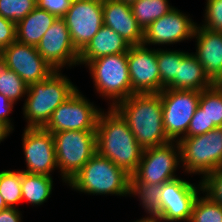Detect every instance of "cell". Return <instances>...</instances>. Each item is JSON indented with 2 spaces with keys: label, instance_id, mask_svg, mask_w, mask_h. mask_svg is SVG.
I'll return each mask as SVG.
<instances>
[{
  "label": "cell",
  "instance_id": "obj_15",
  "mask_svg": "<svg viewBox=\"0 0 222 222\" xmlns=\"http://www.w3.org/2000/svg\"><path fill=\"white\" fill-rule=\"evenodd\" d=\"M38 53L55 70L79 66V51L74 47L63 18H57L36 46Z\"/></svg>",
  "mask_w": 222,
  "mask_h": 222
},
{
  "label": "cell",
  "instance_id": "obj_38",
  "mask_svg": "<svg viewBox=\"0 0 222 222\" xmlns=\"http://www.w3.org/2000/svg\"><path fill=\"white\" fill-rule=\"evenodd\" d=\"M19 208H6L0 211V222H22Z\"/></svg>",
  "mask_w": 222,
  "mask_h": 222
},
{
  "label": "cell",
  "instance_id": "obj_14",
  "mask_svg": "<svg viewBox=\"0 0 222 222\" xmlns=\"http://www.w3.org/2000/svg\"><path fill=\"white\" fill-rule=\"evenodd\" d=\"M127 64L133 94L160 93L162 83L157 63V49L145 44L131 45Z\"/></svg>",
  "mask_w": 222,
  "mask_h": 222
},
{
  "label": "cell",
  "instance_id": "obj_34",
  "mask_svg": "<svg viewBox=\"0 0 222 222\" xmlns=\"http://www.w3.org/2000/svg\"><path fill=\"white\" fill-rule=\"evenodd\" d=\"M16 24L0 15V52L16 41Z\"/></svg>",
  "mask_w": 222,
  "mask_h": 222
},
{
  "label": "cell",
  "instance_id": "obj_25",
  "mask_svg": "<svg viewBox=\"0 0 222 222\" xmlns=\"http://www.w3.org/2000/svg\"><path fill=\"white\" fill-rule=\"evenodd\" d=\"M130 6L136 22L143 31L174 8L169 0H137Z\"/></svg>",
  "mask_w": 222,
  "mask_h": 222
},
{
  "label": "cell",
  "instance_id": "obj_35",
  "mask_svg": "<svg viewBox=\"0 0 222 222\" xmlns=\"http://www.w3.org/2000/svg\"><path fill=\"white\" fill-rule=\"evenodd\" d=\"M72 0H37L40 9L47 10L57 18H63L70 7Z\"/></svg>",
  "mask_w": 222,
  "mask_h": 222
},
{
  "label": "cell",
  "instance_id": "obj_9",
  "mask_svg": "<svg viewBox=\"0 0 222 222\" xmlns=\"http://www.w3.org/2000/svg\"><path fill=\"white\" fill-rule=\"evenodd\" d=\"M181 167L180 147L177 141L143 149L138 169L132 175L139 183L162 185L178 178Z\"/></svg>",
  "mask_w": 222,
  "mask_h": 222
},
{
  "label": "cell",
  "instance_id": "obj_4",
  "mask_svg": "<svg viewBox=\"0 0 222 222\" xmlns=\"http://www.w3.org/2000/svg\"><path fill=\"white\" fill-rule=\"evenodd\" d=\"M74 191L90 195L130 196V175L96 153L67 183Z\"/></svg>",
  "mask_w": 222,
  "mask_h": 222
},
{
  "label": "cell",
  "instance_id": "obj_32",
  "mask_svg": "<svg viewBox=\"0 0 222 222\" xmlns=\"http://www.w3.org/2000/svg\"><path fill=\"white\" fill-rule=\"evenodd\" d=\"M203 24H197L207 30L222 32V0H206Z\"/></svg>",
  "mask_w": 222,
  "mask_h": 222
},
{
  "label": "cell",
  "instance_id": "obj_22",
  "mask_svg": "<svg viewBox=\"0 0 222 222\" xmlns=\"http://www.w3.org/2000/svg\"><path fill=\"white\" fill-rule=\"evenodd\" d=\"M57 17L38 6L16 24V41L36 47Z\"/></svg>",
  "mask_w": 222,
  "mask_h": 222
},
{
  "label": "cell",
  "instance_id": "obj_3",
  "mask_svg": "<svg viewBox=\"0 0 222 222\" xmlns=\"http://www.w3.org/2000/svg\"><path fill=\"white\" fill-rule=\"evenodd\" d=\"M77 89L61 71H55L47 79L28 86L22 108L26 128L45 127L53 112Z\"/></svg>",
  "mask_w": 222,
  "mask_h": 222
},
{
  "label": "cell",
  "instance_id": "obj_30",
  "mask_svg": "<svg viewBox=\"0 0 222 222\" xmlns=\"http://www.w3.org/2000/svg\"><path fill=\"white\" fill-rule=\"evenodd\" d=\"M204 196H197L189 222H222V205Z\"/></svg>",
  "mask_w": 222,
  "mask_h": 222
},
{
  "label": "cell",
  "instance_id": "obj_42",
  "mask_svg": "<svg viewBox=\"0 0 222 222\" xmlns=\"http://www.w3.org/2000/svg\"><path fill=\"white\" fill-rule=\"evenodd\" d=\"M117 1H122V2H124V3L131 4V3H133V2H135V1H137V0H117Z\"/></svg>",
  "mask_w": 222,
  "mask_h": 222
},
{
  "label": "cell",
  "instance_id": "obj_24",
  "mask_svg": "<svg viewBox=\"0 0 222 222\" xmlns=\"http://www.w3.org/2000/svg\"><path fill=\"white\" fill-rule=\"evenodd\" d=\"M198 106L207 117V132L222 127V84L202 90Z\"/></svg>",
  "mask_w": 222,
  "mask_h": 222
},
{
  "label": "cell",
  "instance_id": "obj_11",
  "mask_svg": "<svg viewBox=\"0 0 222 222\" xmlns=\"http://www.w3.org/2000/svg\"><path fill=\"white\" fill-rule=\"evenodd\" d=\"M191 183L181 177L161 185L159 222H189L193 204L200 191L199 184Z\"/></svg>",
  "mask_w": 222,
  "mask_h": 222
},
{
  "label": "cell",
  "instance_id": "obj_23",
  "mask_svg": "<svg viewBox=\"0 0 222 222\" xmlns=\"http://www.w3.org/2000/svg\"><path fill=\"white\" fill-rule=\"evenodd\" d=\"M52 177L22 172V201L24 200L32 206H40L47 202L54 188Z\"/></svg>",
  "mask_w": 222,
  "mask_h": 222
},
{
  "label": "cell",
  "instance_id": "obj_29",
  "mask_svg": "<svg viewBox=\"0 0 222 222\" xmlns=\"http://www.w3.org/2000/svg\"><path fill=\"white\" fill-rule=\"evenodd\" d=\"M21 178V170L0 171V195L9 208H17L22 202Z\"/></svg>",
  "mask_w": 222,
  "mask_h": 222
},
{
  "label": "cell",
  "instance_id": "obj_40",
  "mask_svg": "<svg viewBox=\"0 0 222 222\" xmlns=\"http://www.w3.org/2000/svg\"><path fill=\"white\" fill-rule=\"evenodd\" d=\"M133 222H159L157 218L151 217V216H145L142 217L141 219H137L136 221Z\"/></svg>",
  "mask_w": 222,
  "mask_h": 222
},
{
  "label": "cell",
  "instance_id": "obj_26",
  "mask_svg": "<svg viewBox=\"0 0 222 222\" xmlns=\"http://www.w3.org/2000/svg\"><path fill=\"white\" fill-rule=\"evenodd\" d=\"M160 193L161 185L139 183L133 176H130V196L139 198L140 205L144 208L147 216L155 218L159 216Z\"/></svg>",
  "mask_w": 222,
  "mask_h": 222
},
{
  "label": "cell",
  "instance_id": "obj_1",
  "mask_svg": "<svg viewBox=\"0 0 222 222\" xmlns=\"http://www.w3.org/2000/svg\"><path fill=\"white\" fill-rule=\"evenodd\" d=\"M97 153L132 176L138 169L143 148L127 122L114 109L102 110L96 126Z\"/></svg>",
  "mask_w": 222,
  "mask_h": 222
},
{
  "label": "cell",
  "instance_id": "obj_27",
  "mask_svg": "<svg viewBox=\"0 0 222 222\" xmlns=\"http://www.w3.org/2000/svg\"><path fill=\"white\" fill-rule=\"evenodd\" d=\"M28 85L13 70L0 55V93L15 104L26 97Z\"/></svg>",
  "mask_w": 222,
  "mask_h": 222
},
{
  "label": "cell",
  "instance_id": "obj_13",
  "mask_svg": "<svg viewBox=\"0 0 222 222\" xmlns=\"http://www.w3.org/2000/svg\"><path fill=\"white\" fill-rule=\"evenodd\" d=\"M22 148L26 169L22 172L52 176L58 170L53 134L44 127L24 128Z\"/></svg>",
  "mask_w": 222,
  "mask_h": 222
},
{
  "label": "cell",
  "instance_id": "obj_39",
  "mask_svg": "<svg viewBox=\"0 0 222 222\" xmlns=\"http://www.w3.org/2000/svg\"><path fill=\"white\" fill-rule=\"evenodd\" d=\"M12 131L13 130L7 124L0 121V143L3 142Z\"/></svg>",
  "mask_w": 222,
  "mask_h": 222
},
{
  "label": "cell",
  "instance_id": "obj_17",
  "mask_svg": "<svg viewBox=\"0 0 222 222\" xmlns=\"http://www.w3.org/2000/svg\"><path fill=\"white\" fill-rule=\"evenodd\" d=\"M0 55L9 69L19 75L28 86L47 79L55 72L38 53L36 47L31 45L15 41L3 49Z\"/></svg>",
  "mask_w": 222,
  "mask_h": 222
},
{
  "label": "cell",
  "instance_id": "obj_37",
  "mask_svg": "<svg viewBox=\"0 0 222 222\" xmlns=\"http://www.w3.org/2000/svg\"><path fill=\"white\" fill-rule=\"evenodd\" d=\"M14 104L13 101L0 93V121L7 124L12 130L15 128L9 115L13 111Z\"/></svg>",
  "mask_w": 222,
  "mask_h": 222
},
{
  "label": "cell",
  "instance_id": "obj_8",
  "mask_svg": "<svg viewBox=\"0 0 222 222\" xmlns=\"http://www.w3.org/2000/svg\"><path fill=\"white\" fill-rule=\"evenodd\" d=\"M162 100L163 127L171 141H179L187 135L191 119L198 107L201 91L165 88Z\"/></svg>",
  "mask_w": 222,
  "mask_h": 222
},
{
  "label": "cell",
  "instance_id": "obj_5",
  "mask_svg": "<svg viewBox=\"0 0 222 222\" xmlns=\"http://www.w3.org/2000/svg\"><path fill=\"white\" fill-rule=\"evenodd\" d=\"M85 66L90 71L96 93L110 102V108L132 95L127 53L103 56Z\"/></svg>",
  "mask_w": 222,
  "mask_h": 222
},
{
  "label": "cell",
  "instance_id": "obj_6",
  "mask_svg": "<svg viewBox=\"0 0 222 222\" xmlns=\"http://www.w3.org/2000/svg\"><path fill=\"white\" fill-rule=\"evenodd\" d=\"M178 144L183 173L198 174L202 179L222 167V127L205 134L183 137Z\"/></svg>",
  "mask_w": 222,
  "mask_h": 222
},
{
  "label": "cell",
  "instance_id": "obj_19",
  "mask_svg": "<svg viewBox=\"0 0 222 222\" xmlns=\"http://www.w3.org/2000/svg\"><path fill=\"white\" fill-rule=\"evenodd\" d=\"M103 25L120 34L130 45L143 43L144 31L136 22L128 3L103 0Z\"/></svg>",
  "mask_w": 222,
  "mask_h": 222
},
{
  "label": "cell",
  "instance_id": "obj_36",
  "mask_svg": "<svg viewBox=\"0 0 222 222\" xmlns=\"http://www.w3.org/2000/svg\"><path fill=\"white\" fill-rule=\"evenodd\" d=\"M207 133V117L198 106L191 119L187 135L185 137H193Z\"/></svg>",
  "mask_w": 222,
  "mask_h": 222
},
{
  "label": "cell",
  "instance_id": "obj_33",
  "mask_svg": "<svg viewBox=\"0 0 222 222\" xmlns=\"http://www.w3.org/2000/svg\"><path fill=\"white\" fill-rule=\"evenodd\" d=\"M202 192L212 201L222 205V167L200 179Z\"/></svg>",
  "mask_w": 222,
  "mask_h": 222
},
{
  "label": "cell",
  "instance_id": "obj_28",
  "mask_svg": "<svg viewBox=\"0 0 222 222\" xmlns=\"http://www.w3.org/2000/svg\"><path fill=\"white\" fill-rule=\"evenodd\" d=\"M188 51L171 50L167 48H157V63L162 83V90H164L176 76H178V64Z\"/></svg>",
  "mask_w": 222,
  "mask_h": 222
},
{
  "label": "cell",
  "instance_id": "obj_10",
  "mask_svg": "<svg viewBox=\"0 0 222 222\" xmlns=\"http://www.w3.org/2000/svg\"><path fill=\"white\" fill-rule=\"evenodd\" d=\"M77 89L52 114L45 125L51 133L61 131H96L97 121L103 109L97 108Z\"/></svg>",
  "mask_w": 222,
  "mask_h": 222
},
{
  "label": "cell",
  "instance_id": "obj_21",
  "mask_svg": "<svg viewBox=\"0 0 222 222\" xmlns=\"http://www.w3.org/2000/svg\"><path fill=\"white\" fill-rule=\"evenodd\" d=\"M213 85L197 57L188 52L178 64V76L166 88L202 91Z\"/></svg>",
  "mask_w": 222,
  "mask_h": 222
},
{
  "label": "cell",
  "instance_id": "obj_41",
  "mask_svg": "<svg viewBox=\"0 0 222 222\" xmlns=\"http://www.w3.org/2000/svg\"><path fill=\"white\" fill-rule=\"evenodd\" d=\"M6 208H8V207L6 206V203H5L4 199H3V197L0 195V211L4 210Z\"/></svg>",
  "mask_w": 222,
  "mask_h": 222
},
{
  "label": "cell",
  "instance_id": "obj_12",
  "mask_svg": "<svg viewBox=\"0 0 222 222\" xmlns=\"http://www.w3.org/2000/svg\"><path fill=\"white\" fill-rule=\"evenodd\" d=\"M63 19L80 52L103 26V0H72Z\"/></svg>",
  "mask_w": 222,
  "mask_h": 222
},
{
  "label": "cell",
  "instance_id": "obj_2",
  "mask_svg": "<svg viewBox=\"0 0 222 222\" xmlns=\"http://www.w3.org/2000/svg\"><path fill=\"white\" fill-rule=\"evenodd\" d=\"M113 108L127 122L143 149L165 145L171 141L163 127L162 100L159 93L133 94Z\"/></svg>",
  "mask_w": 222,
  "mask_h": 222
},
{
  "label": "cell",
  "instance_id": "obj_20",
  "mask_svg": "<svg viewBox=\"0 0 222 222\" xmlns=\"http://www.w3.org/2000/svg\"><path fill=\"white\" fill-rule=\"evenodd\" d=\"M130 46L120 34L103 25L97 34L79 52V65H86L89 61L103 56L127 53Z\"/></svg>",
  "mask_w": 222,
  "mask_h": 222
},
{
  "label": "cell",
  "instance_id": "obj_16",
  "mask_svg": "<svg viewBox=\"0 0 222 222\" xmlns=\"http://www.w3.org/2000/svg\"><path fill=\"white\" fill-rule=\"evenodd\" d=\"M189 15L174 6L168 14L155 20L144 30L143 44L169 46L192 40L197 23Z\"/></svg>",
  "mask_w": 222,
  "mask_h": 222
},
{
  "label": "cell",
  "instance_id": "obj_7",
  "mask_svg": "<svg viewBox=\"0 0 222 222\" xmlns=\"http://www.w3.org/2000/svg\"><path fill=\"white\" fill-rule=\"evenodd\" d=\"M52 134L58 172L67 185L97 153L96 131H61Z\"/></svg>",
  "mask_w": 222,
  "mask_h": 222
},
{
  "label": "cell",
  "instance_id": "obj_18",
  "mask_svg": "<svg viewBox=\"0 0 222 222\" xmlns=\"http://www.w3.org/2000/svg\"><path fill=\"white\" fill-rule=\"evenodd\" d=\"M193 39L196 40V52L193 54L203 66L205 74L214 84H222V32L196 25Z\"/></svg>",
  "mask_w": 222,
  "mask_h": 222
},
{
  "label": "cell",
  "instance_id": "obj_31",
  "mask_svg": "<svg viewBox=\"0 0 222 222\" xmlns=\"http://www.w3.org/2000/svg\"><path fill=\"white\" fill-rule=\"evenodd\" d=\"M37 7V0H0V15L17 24Z\"/></svg>",
  "mask_w": 222,
  "mask_h": 222
}]
</instances>
